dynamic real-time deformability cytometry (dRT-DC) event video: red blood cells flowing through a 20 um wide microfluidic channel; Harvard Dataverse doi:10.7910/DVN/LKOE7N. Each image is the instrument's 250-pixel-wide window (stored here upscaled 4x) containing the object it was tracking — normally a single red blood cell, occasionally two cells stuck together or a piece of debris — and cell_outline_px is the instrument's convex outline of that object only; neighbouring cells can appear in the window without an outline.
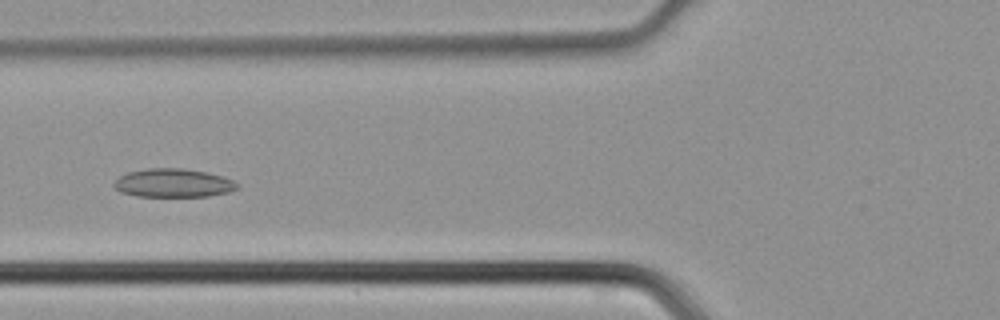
{"species": "common noctule bat (a hibernating species)", "species_latin": "Nyctalus noctula", "temperature_condition": "cold", "stored_images_in_passage": 42, "camera_frame_rate_fps": 3000, "um_per_image_px": 0.085, "animal": {"sex": "male", "body_mass_g": 21.5, "forearm_length_mm": 52.0}, "frame": {"image": 1, "passage_image": 14, "time_ms": 4.333, "image_size_px": [1000, 320], "cell_outline_px": [[240, 188], [228, 192], [208, 196], [136, 196], [120, 192], [112, 184], [120, 176], [128, 172], [148, 168], [184, 168], [224, 176], [240, 184]], "centroid_in_image_um": [14.75, 15.55], "position_along_channel_um": 111.1, "area_um2": 20.52}}
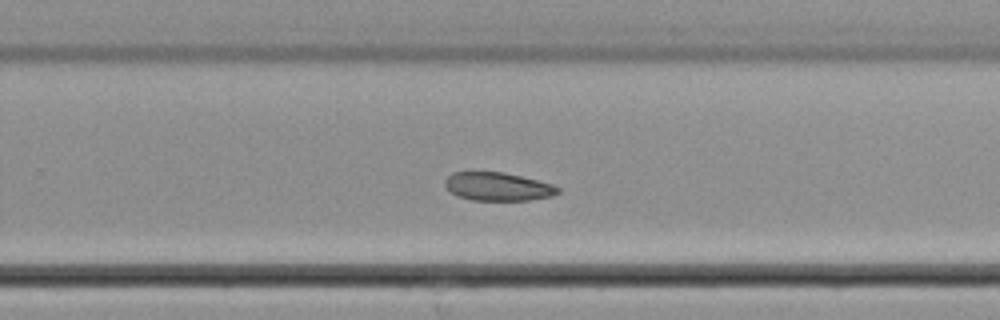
{"frame": {"image": 2, "passage_image": 26, "time_ms": 8.333, "image_size_px": [1000, 320], "cell_outline_px": [[560, 192], [552, 196], [528, 200], [472, 200], [460, 196], [452, 192], [444, 184], [444, 180], [452, 172], [504, 172], [552, 184], [560, 188]], "centroid_in_image_um": [42.33, 15.85], "position_along_channel_um": 287.5, "area_um2": 18.44}}
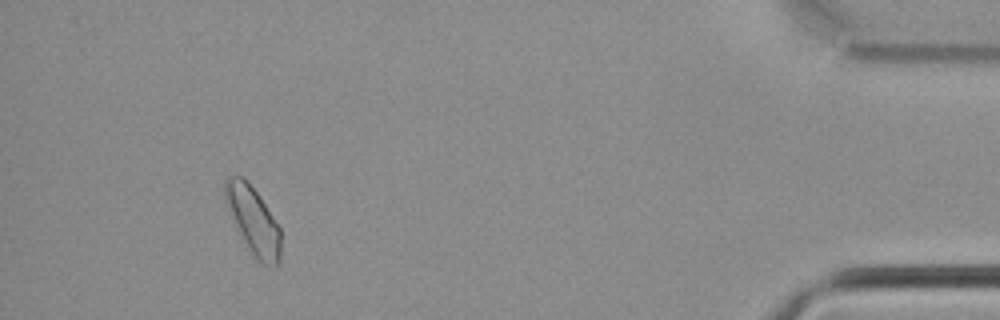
{"frame": {"image": 3, "passage_image": 39, "time_ms": 12.667, "image_size_px": [1000, 320], "cell_outline_px": [[280, 260], [276, 268], [260, 264], [252, 256], [224, 200], [224, 180], [228, 176], [244, 176], [256, 192], [280, 228]], "centroid_in_image_um": [21.52, 18.77], "position_along_channel_um": 413.7, "area_um2": 21.68}}